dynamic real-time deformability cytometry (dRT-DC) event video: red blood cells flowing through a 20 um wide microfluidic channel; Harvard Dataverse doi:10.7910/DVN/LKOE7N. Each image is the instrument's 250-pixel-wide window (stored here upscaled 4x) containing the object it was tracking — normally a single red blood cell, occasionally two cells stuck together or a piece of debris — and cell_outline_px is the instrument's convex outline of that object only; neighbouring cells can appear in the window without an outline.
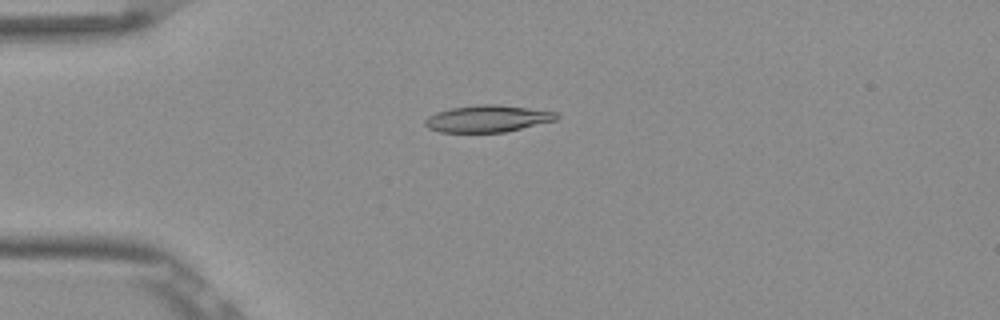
{"species": "Egyptian fruit bat (a non-hibernating species)", "species_latin": "Rousettus aegyptiacus", "temperature_condition": "room temperature", "stored_images_in_passage": 50, "camera_frame_rate_fps": 3000, "um_per_image_px": 0.085, "frame": {"image": 1, "passage_image": 11, "time_ms": 3.333, "image_size_px": [1000, 320], "cell_outline_px": [[560, 116], [556, 120], [504, 132], [440, 132], [428, 128], [424, 124], [424, 120], [428, 116], [436, 112], [452, 108], [480, 104], [496, 104], [528, 108], [556, 112]], "centroid_in_image_um": [41.42, 10.08], "position_along_channel_um": 43.6, "area_um2": 20.46}}
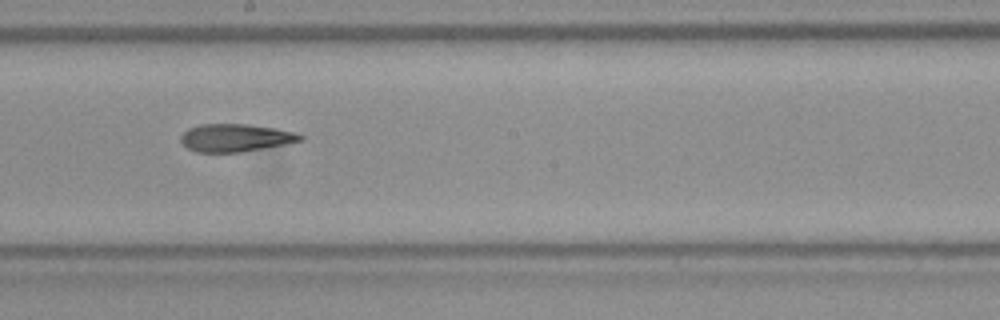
{"frame": {"image": 2, "passage_image": 27, "time_ms": 8.667, "image_size_px": [1000, 320], "cell_outline_px": [[304, 140], [284, 144], [240, 152], [196, 152], [188, 148], [180, 140], [180, 136], [188, 128], [200, 124], [248, 124], [296, 132], [304, 136]], "centroid_in_image_um": [20.0, 11.7], "position_along_channel_um": 228.2, "area_um2": 19.19}}
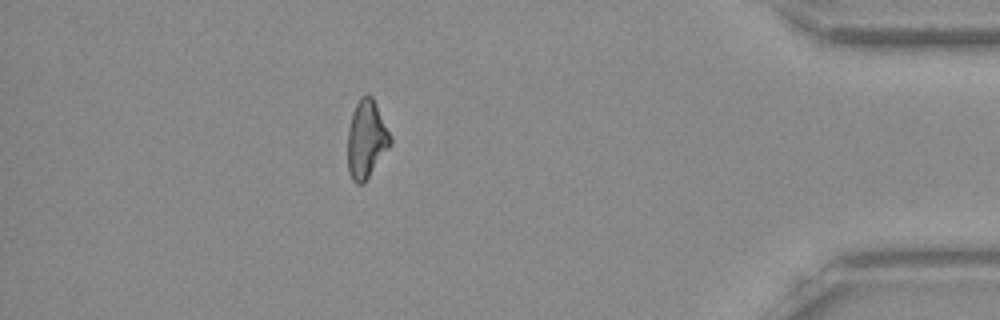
{"frame": {"image": 3, "passage_image": 44, "time_ms": 14.333, "image_size_px": [1000, 320], "cell_outline_px": [[392, 144], [364, 184], [356, 184], [352, 180], [348, 172], [348, 128], [352, 112], [360, 96], [368, 92], [372, 96], [392, 136]], "centroid_in_image_um": [31.15, 11.83], "position_along_channel_um": 404.0, "area_um2": 19.77}, "authors_computed_cell_mechanics": {"area_um2": 19.9121, "velocity_mm_per_s": 3.881, "shape_relaxation_time_tau1_ms": null, "shape_relaxation_time_tau2_ms": 4.4751, "deformation_change_tau1": null, "deformation_change_tau2": 0.1327}}